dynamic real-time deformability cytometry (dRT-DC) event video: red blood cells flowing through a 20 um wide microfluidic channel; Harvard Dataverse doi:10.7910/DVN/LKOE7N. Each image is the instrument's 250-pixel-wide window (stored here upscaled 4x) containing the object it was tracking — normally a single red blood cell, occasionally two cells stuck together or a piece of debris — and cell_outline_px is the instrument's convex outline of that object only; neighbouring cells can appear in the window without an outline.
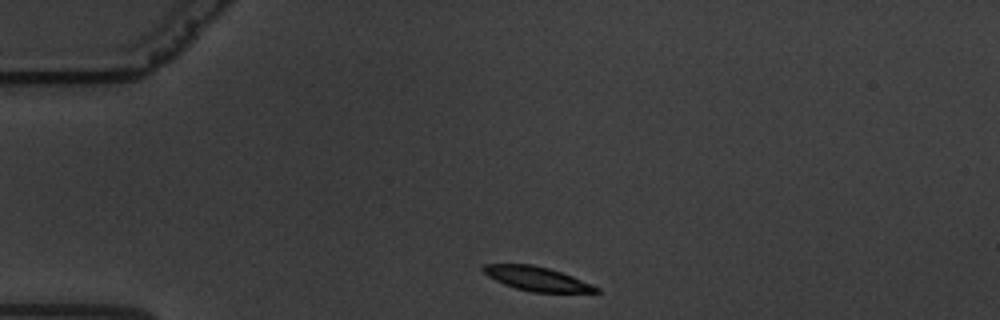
{"species": "common noctule bat (a hibernating species)", "species_latin": "Nyctalus noctula", "temperature_condition": "warm", "stored_images_in_passage": 48, "camera_frame_rate_fps": 3000, "um_per_image_px": 0.085, "animal": {"sex": "male", "body_mass_g": 19.5, "forearm_length_mm": 54.6}, "frame": {"image": 1, "passage_image": 1, "time_ms": 0.0, "image_size_px": [1000, 320], "cell_outline_px": [[600, 292], [532, 292], [516, 288], [504, 284], [488, 276], [480, 268], [484, 264], [532, 264], [548, 268], [572, 276], [592, 284], [600, 288]], "centroid_in_image_um": [45.63, 23.69], "position_along_channel_um": 39.4, "area_um2": 15.72}}
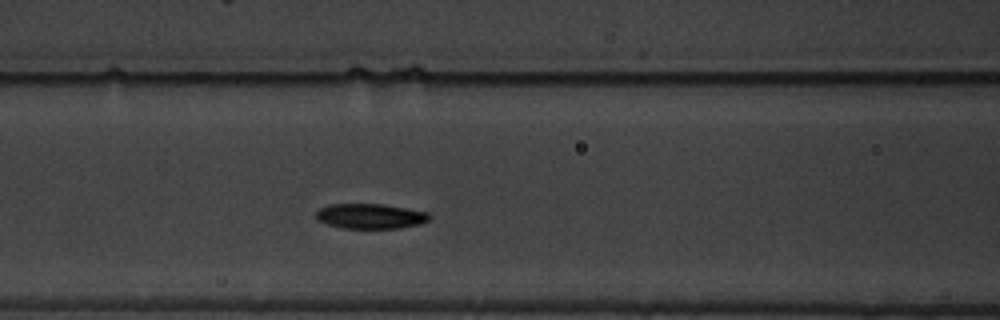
{"frame": {"image": 2, "passage_image": 13, "time_ms": 4.0, "image_size_px": [1000, 320], "cell_outline_px": [[432, 216], [428, 220], [420, 224], [400, 228], [340, 228], [316, 220], [316, 212], [320, 208], [328, 204], [380, 204], [428, 212]], "centroid_in_image_um": [31.46, 18.38], "position_along_channel_um": 135.1, "area_um2": 16.53}}
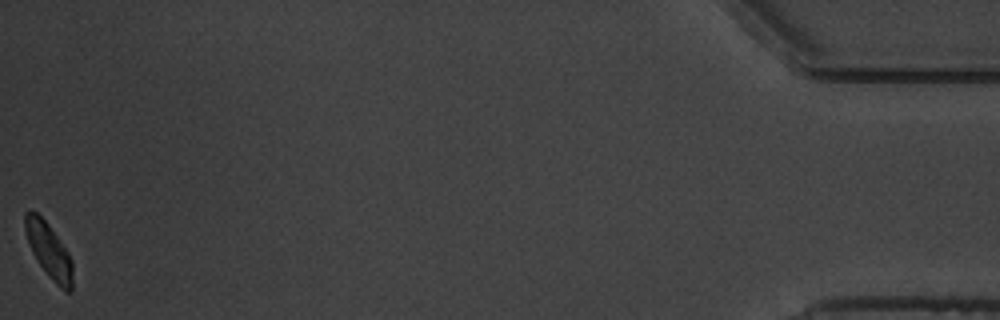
{"frame": {"image": 3, "passage_image": 48, "time_ms": 15.667, "image_size_px": [1000, 320], "cell_outline_px": [[72, 292], [64, 292], [52, 280], [40, 264], [32, 252], [24, 228], [24, 212], [28, 208], [36, 212], [48, 224], [68, 252], [72, 260]], "centroid_in_image_um": [4.15, 21.28], "position_along_channel_um": 431.1, "area_um2": 15.14}, "authors_computed_cell_mechanics": {"area_um2": 16.7909, "velocity_mm_per_s": 3.3268, "shape_relaxation_time_tau1_ms": 2.3723, "shape_relaxation_time_tau2_ms": 3.0643, "deformation_change_tau1": 0.1484, "deformation_change_tau2": 0.0686}}